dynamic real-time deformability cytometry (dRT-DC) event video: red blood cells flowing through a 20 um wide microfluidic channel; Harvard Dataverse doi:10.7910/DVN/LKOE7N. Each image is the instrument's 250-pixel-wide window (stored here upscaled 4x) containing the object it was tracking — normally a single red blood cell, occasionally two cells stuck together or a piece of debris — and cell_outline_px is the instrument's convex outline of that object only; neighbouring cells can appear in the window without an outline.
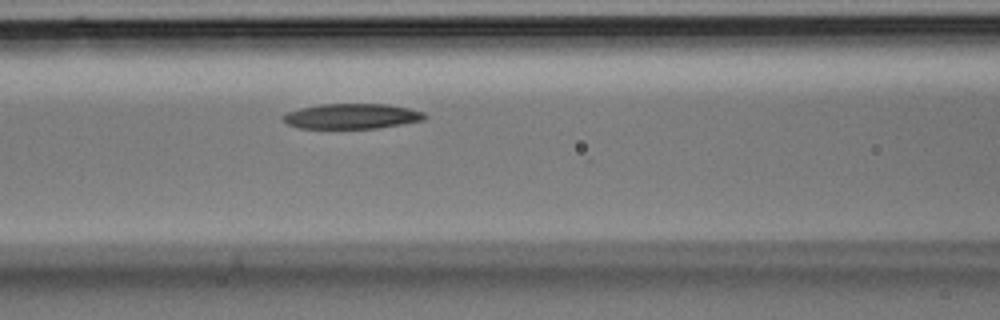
{"species": "Egyptian fruit bat (a non-hibernating species)", "species_latin": "Rousettus aegyptiacus", "temperature_condition": "room temperature", "stored_images_in_passage": 23, "camera_frame_rate_fps": 3000, "um_per_image_px": 0.085, "animal": {"sex": "male"}, "frame": {"image": 1, "passage_image": 8, "time_ms": 2.333, "image_size_px": [1000, 320], "cell_outline_px": [[428, 116], [424, 120], [376, 128], [300, 128], [288, 124], [280, 116], [288, 112], [300, 108], [320, 104], [388, 104], [408, 108], [424, 112]], "centroid_in_image_um": [29.91, 9.87], "position_along_channel_um": 136.7, "area_um2": 20.69}}
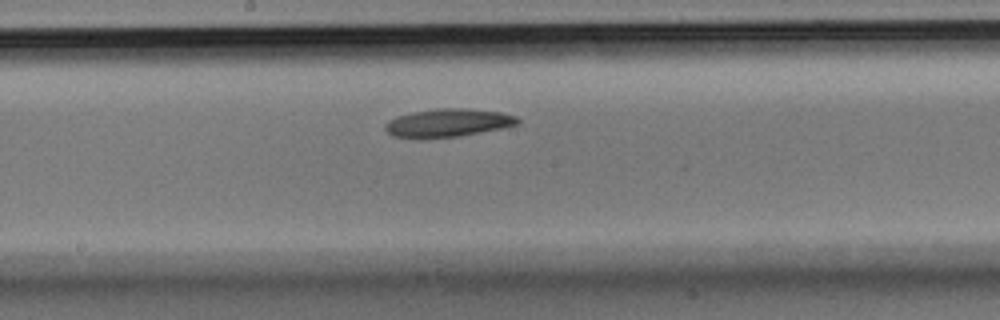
{"frame": {"image": 2, "passage_image": 12, "time_ms": 3.667, "image_size_px": [1000, 320], "cell_outline_px": [[520, 124], [504, 128], [460, 136], [420, 140], [416, 140], [392, 136], [384, 128], [384, 124], [388, 120], [396, 116], [412, 112], [436, 108], [468, 108], [500, 112], [516, 116], [520, 120]], "centroid_in_image_um": [38.04, 10.46], "position_along_channel_um": 210.2, "area_um2": 22.43}}
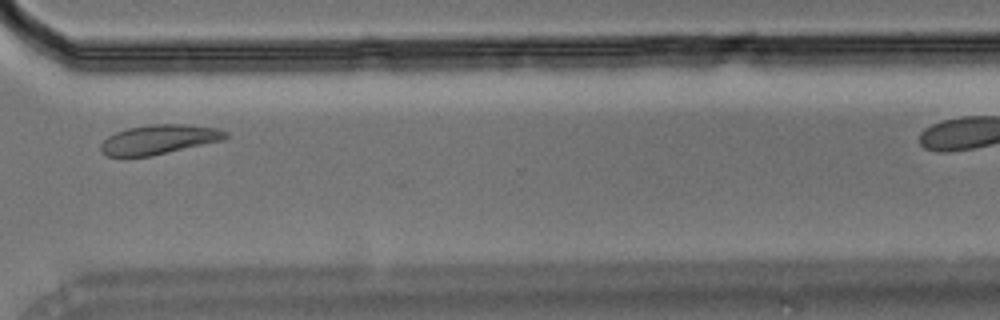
{"frame": {"image": 3, "passage_image": 20, "time_ms": 6.333, "image_size_px": [1000, 320], "cell_outline_px": [[228, 136], [224, 140], [152, 156], [108, 156], [100, 152], [100, 144], [108, 136], [116, 132], [128, 128], [148, 124], [188, 124], [216, 128], [228, 132]], "centroid_in_image_um": [13.52, 11.85], "position_along_channel_um": 357.1, "area_um2": 21.56}}